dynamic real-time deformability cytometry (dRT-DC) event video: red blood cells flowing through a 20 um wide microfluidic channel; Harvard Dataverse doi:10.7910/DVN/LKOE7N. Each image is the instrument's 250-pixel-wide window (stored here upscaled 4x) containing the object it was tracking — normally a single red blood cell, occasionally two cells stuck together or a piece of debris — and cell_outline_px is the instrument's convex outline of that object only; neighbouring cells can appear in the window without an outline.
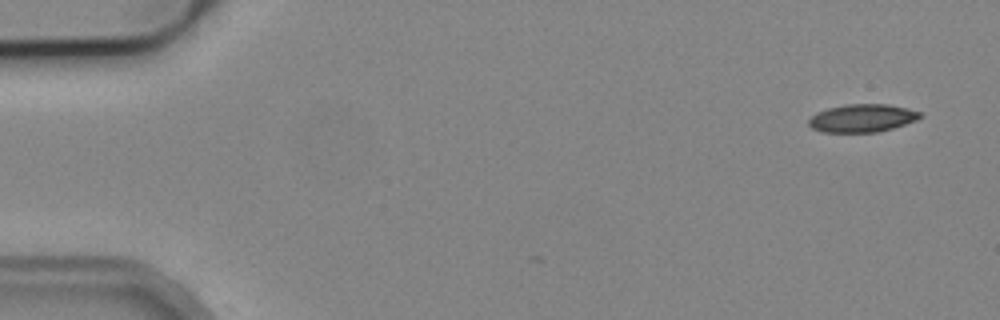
{"species": "common noctule bat (a hibernating species)", "species_latin": "Nyctalus noctula", "temperature_condition": "cold", "stored_images_in_passage": 4, "camera_frame_rate_fps": 3000, "um_per_image_px": 0.085, "animal": {"sex": "male", "body_mass_g": 19.2, "forearm_length_mm": 51.8}, "frame": {"image": 1, "passage_image": 1, "time_ms": 0.0, "image_size_px": [1000, 320], "cell_outline_px": [[924, 116], [916, 120], [880, 132], [820, 132], [812, 128], [808, 124], [808, 120], [816, 112], [828, 108], [844, 104], [888, 104], [908, 108], [920, 112]], "centroid_in_image_um": [73.28, 10.04], "position_along_channel_um": 11.7, "area_um2": 18.26}}
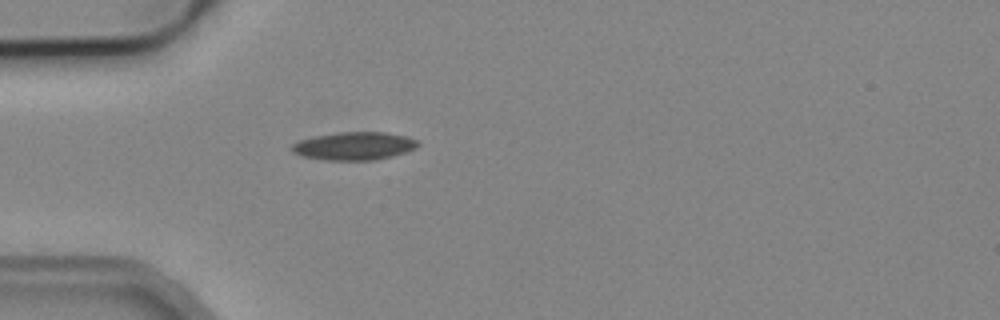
{"frame": {"image": 2, "passage_image": 4, "time_ms": 4.333, "image_size_px": [1000, 320], "cell_outline_px": [[420, 144], [416, 148], [392, 156], [372, 160], [328, 160], [304, 156], [292, 152], [292, 144], [300, 140], [316, 136], [340, 132], [384, 132], [408, 136], [420, 140]], "centroid_in_image_um": [30.16, 12.4], "position_along_channel_um": 54.8, "area_um2": 20.46}}